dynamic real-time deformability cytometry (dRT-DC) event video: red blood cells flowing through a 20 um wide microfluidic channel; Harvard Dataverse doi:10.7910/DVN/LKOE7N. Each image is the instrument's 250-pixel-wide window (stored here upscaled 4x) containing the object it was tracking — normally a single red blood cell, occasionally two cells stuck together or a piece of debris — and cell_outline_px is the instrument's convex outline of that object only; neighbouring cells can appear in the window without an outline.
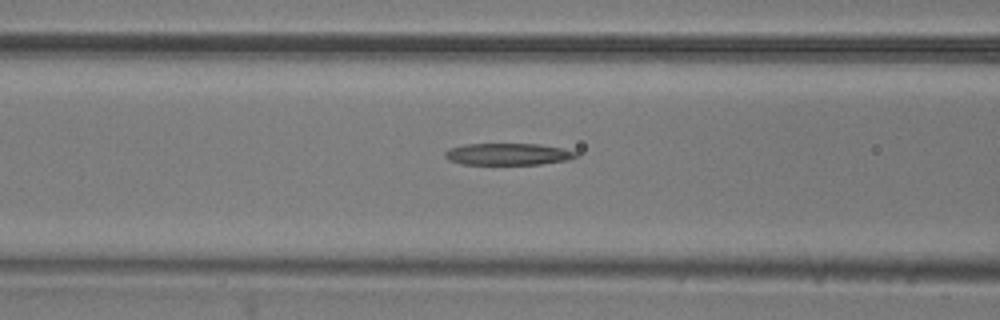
{"species": "common noctule bat (a hibernating species)", "species_latin": "Nyctalus noctula", "temperature_condition": "room temperature", "stored_images_in_passage": 4, "camera_frame_rate_fps": 3000, "um_per_image_px": 0.085, "animal": {"sex": "male", "body_mass_g": 20.5, "forearm_length_mm": 52.5}, "frame": {"image": 1, "passage_image": 4, "time_ms": 1.0, "image_size_px": [1000, 320], "cell_outline_px": [[580, 156], [568, 160], [540, 164], [460, 164], [448, 160], [444, 156], [444, 152], [448, 148], [464, 144], [540, 144], [564, 148], [580, 152]], "centroid_in_image_um": [43.21, 13.1], "position_along_channel_um": 123.4, "area_um2": 16.94}}